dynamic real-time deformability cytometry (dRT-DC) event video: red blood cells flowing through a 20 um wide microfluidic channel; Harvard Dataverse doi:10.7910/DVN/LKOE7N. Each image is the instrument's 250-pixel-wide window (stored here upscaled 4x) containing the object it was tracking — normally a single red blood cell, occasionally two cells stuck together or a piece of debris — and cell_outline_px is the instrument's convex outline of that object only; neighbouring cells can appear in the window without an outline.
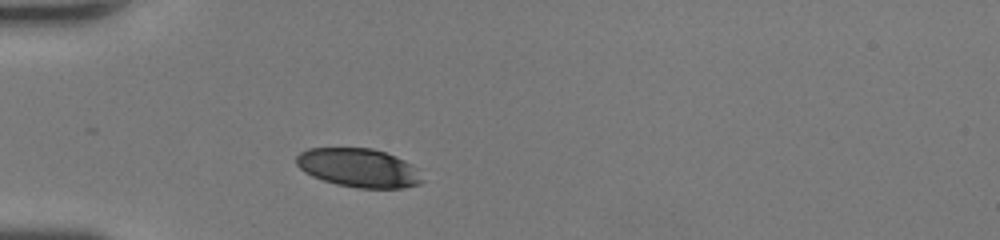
{"species": "human", "species_latin": "Homo sapiens", "temperature_condition": "room temperature", "stored_images_in_passage": 28, "camera_frame_rate_fps": 3000, "um_per_image_px": 0.085, "donor": {"sex": "female"}, "frame": {"image": 1, "passage_image": 1, "time_ms": 0.0, "image_size_px": [1000, 240], "cell_outline_px": [[424, 180], [420, 184], [400, 188], [360, 188], [336, 184], [312, 176], [304, 172], [296, 164], [296, 156], [300, 152], [308, 148], [372, 148], [396, 156], [412, 164], [416, 168]], "centroid_in_image_um": [30.48, 14.26], "position_along_channel_um": 54.5, "area_um2": 28.44}}
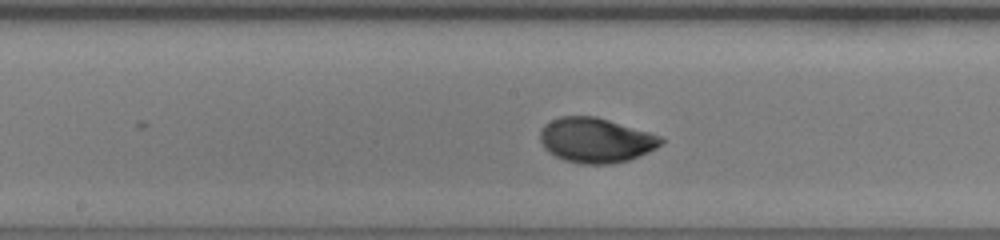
{"frame": {"image": 2, "passage_image": 12, "time_ms": 3.667, "image_size_px": [1000, 240], "cell_outline_px": [[664, 140], [656, 148], [640, 156], [628, 160], [612, 164], [580, 164], [564, 160], [548, 152], [544, 148], [540, 140], [540, 132], [544, 124], [560, 116], [596, 116], [648, 132], [660, 136]], "centroid_in_image_um": [50.62, 11.92], "position_along_channel_um": 197.6, "area_um2": 31.56}}
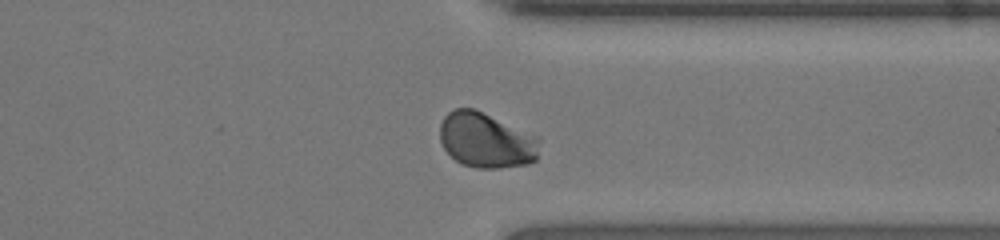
{"frame": {"image": 3, "passage_image": 24, "time_ms": 7.667, "image_size_px": [1000, 240], "cell_outline_px": [[540, 140], [536, 160], [528, 164], [500, 168], [476, 168], [460, 164], [444, 148], [440, 140], [440, 124], [444, 116], [452, 108], [472, 108], [536, 136]], "centroid_in_image_um": [41.3, 11.94], "position_along_channel_um": 370.1, "area_um2": 31.85}, "authors_computed_cell_mechanics": {"area_um2": 30.9808, "velocity_mm_per_s": 4.3074, "shape_relaxation_time_tau1_ms": 2.4633, "shape_relaxation_time_tau2_ms": null, "deformation_change_tau1": 0.1464, "deformation_change_tau2": null}}